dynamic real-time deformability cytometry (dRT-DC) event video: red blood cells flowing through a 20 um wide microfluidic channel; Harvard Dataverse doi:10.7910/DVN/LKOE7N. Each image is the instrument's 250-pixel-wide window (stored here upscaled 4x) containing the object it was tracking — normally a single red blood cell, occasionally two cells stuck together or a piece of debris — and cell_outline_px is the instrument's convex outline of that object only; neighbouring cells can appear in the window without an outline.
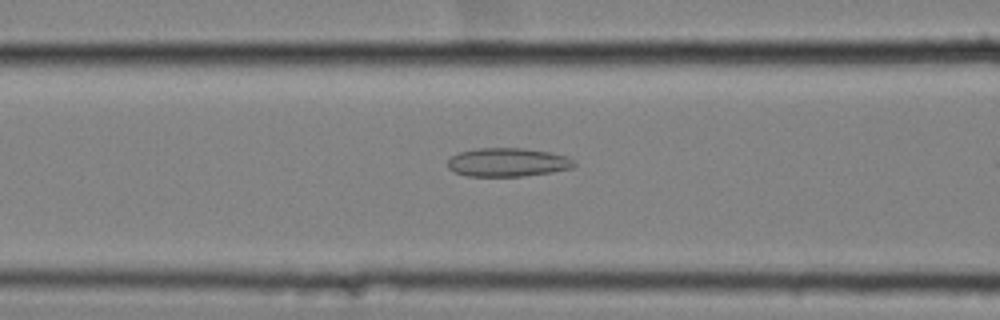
{"species": "common noctule bat (a hibernating species)", "species_latin": "Nyctalus noctula", "temperature_condition": "cold", "stored_images_in_passage": 16, "camera_frame_rate_fps": 3000, "um_per_image_px": 0.085, "animal": {"sex": "female", "body_mass_g": 25.1}, "frame": {"image": 1, "passage_image": 14, "time_ms": 4.333, "image_size_px": [1000, 320], "cell_outline_px": [[576, 164], [572, 168], [552, 172], [524, 176], [468, 176], [452, 172], [448, 168], [448, 156], [460, 152], [476, 148], [520, 148], [548, 152], [568, 156], [576, 160]], "centroid_in_image_um": [43.14, 13.8], "position_along_channel_um": 123.5, "area_um2": 21.33}}